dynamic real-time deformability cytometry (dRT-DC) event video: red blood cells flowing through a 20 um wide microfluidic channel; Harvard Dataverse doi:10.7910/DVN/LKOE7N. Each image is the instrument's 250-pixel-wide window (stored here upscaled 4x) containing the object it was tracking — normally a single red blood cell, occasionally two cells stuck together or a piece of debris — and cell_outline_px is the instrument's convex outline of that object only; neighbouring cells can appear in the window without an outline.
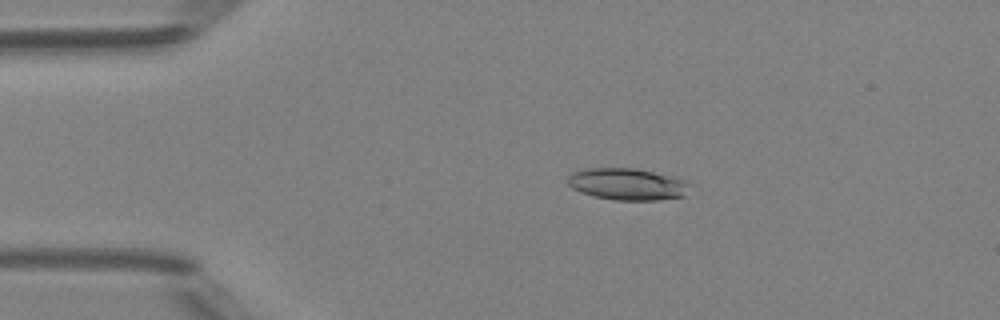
{"species": "Egyptian fruit bat (a non-hibernating species)", "species_latin": "Rousettus aegyptiacus", "temperature_condition": "room temperature", "stored_images_in_passage": 41, "camera_frame_rate_fps": 3000, "um_per_image_px": 0.085, "animal": {"sex": "female"}, "frame": {"image": 1, "passage_image": 9, "time_ms": 2.667, "image_size_px": [1000, 320], "cell_outline_px": [[692, 184], [684, 196], [656, 200], [616, 200], [592, 196], [580, 192], [572, 188], [568, 184], [568, 176], [572, 172], [588, 168], [632, 168], [652, 172], [688, 180]], "centroid_in_image_um": [53.33, 15.66], "position_along_channel_um": 31.7, "area_um2": 22.66}}
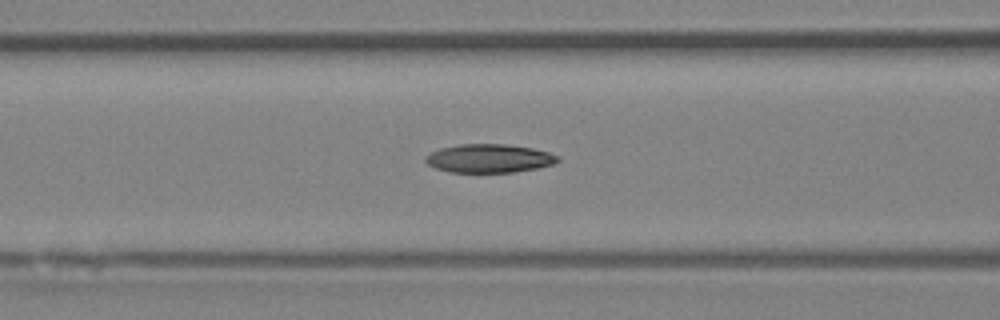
{"frame": {"image": 2, "passage_image": 19, "time_ms": 6.0, "image_size_px": [1000, 320], "cell_outline_px": [[560, 160], [552, 164], [536, 168], [516, 172], [448, 172], [436, 168], [428, 164], [424, 160], [424, 156], [440, 148], [460, 144], [504, 144], [532, 148], [548, 152], [560, 156]], "centroid_in_image_um": [41.56, 13.46], "position_along_channel_um": 125.0, "area_um2": 21.96}}
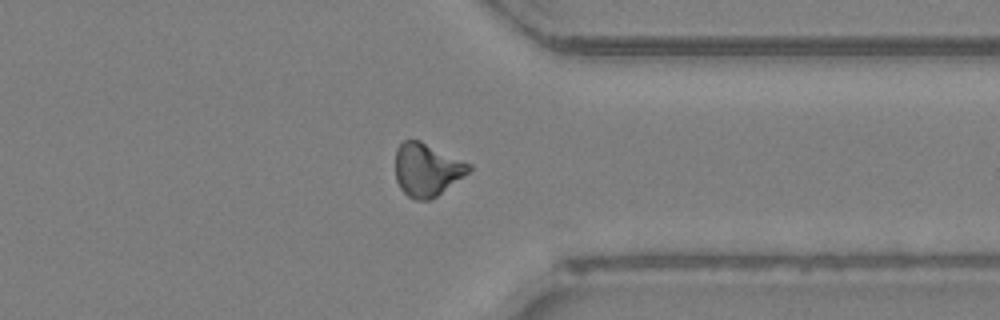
{"frame": {"image": 3, "passage_image": 37, "time_ms": 12.0, "image_size_px": [1000, 320], "cell_outline_px": [[472, 168], [468, 172], [436, 196], [428, 200], [416, 200], [408, 196], [400, 188], [396, 180], [396, 148], [404, 140], [420, 140], [472, 164]], "centroid_in_image_um": [36.27, 14.4], "position_along_channel_um": 375.1, "area_um2": 22.48}, "authors_computed_cell_mechanics": {"area_um2": 22.4264, "velocity_mm_per_s": 4.2242, "shape_relaxation_time_tau1_ms": 6.3377, "shape_relaxation_time_tau2_ms": 6.8307, "deformation_change_tau1": 0.1622, "deformation_change_tau2": 0.1614}}